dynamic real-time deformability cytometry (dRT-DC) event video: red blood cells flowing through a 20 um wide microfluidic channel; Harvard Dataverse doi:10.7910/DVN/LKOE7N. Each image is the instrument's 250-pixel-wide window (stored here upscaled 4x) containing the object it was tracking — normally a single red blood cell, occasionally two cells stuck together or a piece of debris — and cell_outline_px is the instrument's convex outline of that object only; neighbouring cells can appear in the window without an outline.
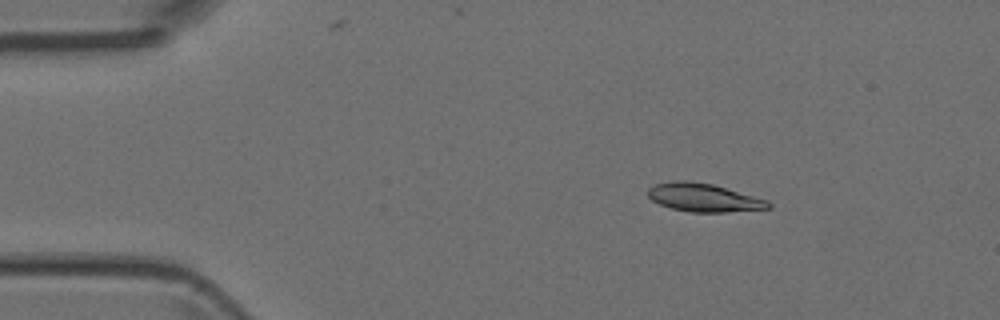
{"species": "Egyptian fruit bat (a non-hibernating species)", "species_latin": "Rousettus aegyptiacus", "temperature_condition": "room temperature", "stored_images_in_passage": 5, "camera_frame_rate_fps": 3000, "um_per_image_px": 0.085, "animal": {"sex": "female"}, "frame": {"image": 1, "passage_image": 3, "time_ms": 2.333, "image_size_px": [1000, 320], "cell_outline_px": [[772, 208], [724, 212], [692, 212], [672, 208], [660, 204], [652, 200], [648, 196], [648, 188], [656, 184], [676, 180], [688, 180], [712, 184], [768, 200], [772, 204]], "centroid_in_image_um": [59.82, 16.79], "position_along_channel_um": 25.2, "area_um2": 19.71}}